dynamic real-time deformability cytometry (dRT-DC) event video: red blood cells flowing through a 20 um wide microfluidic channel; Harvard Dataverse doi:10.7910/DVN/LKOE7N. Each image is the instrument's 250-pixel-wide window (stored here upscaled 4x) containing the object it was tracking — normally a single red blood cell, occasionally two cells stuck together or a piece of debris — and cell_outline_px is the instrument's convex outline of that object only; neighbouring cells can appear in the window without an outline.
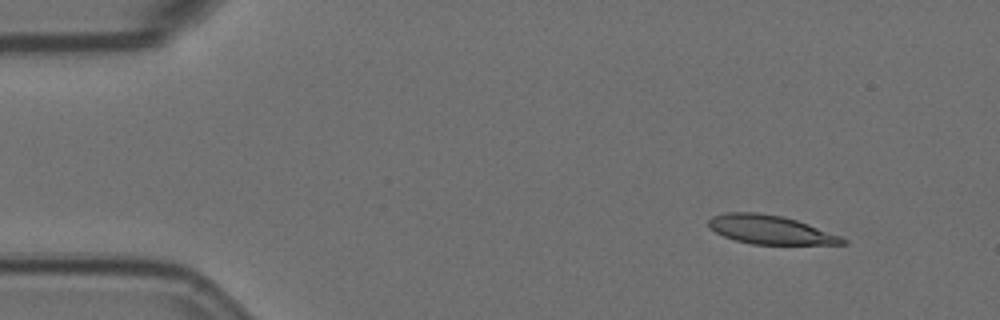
{"species": "Egyptian fruit bat (a non-hibernating species)", "species_latin": "Rousettus aegyptiacus", "temperature_condition": "room temperature", "stored_images_in_passage": 4, "camera_frame_rate_fps": 3000, "um_per_image_px": 0.085, "animal": {"sex": "female"}, "frame": {"image": 1, "passage_image": 1, "time_ms": 0.0, "image_size_px": [1000, 320], "cell_outline_px": [[848, 244], [752, 244], [736, 240], [724, 236], [708, 228], [708, 220], [712, 216], [724, 212], [756, 212], [784, 216], [808, 224], [840, 236], [848, 240]], "centroid_in_image_um": [65.44, 19.51], "position_along_channel_um": 19.6, "area_um2": 22.43}}
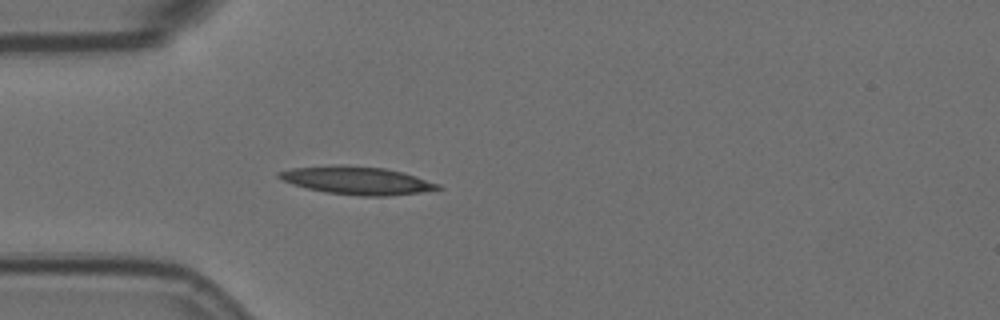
{"frame": {"image": 2, "passage_image": 4, "time_ms": 1.0, "image_size_px": [1000, 320], "cell_outline_px": [[444, 188], [420, 192], [388, 196], [360, 196], [328, 192], [308, 188], [292, 184], [276, 176], [276, 172], [292, 168], [332, 164], [344, 164], [384, 168], [404, 172], [440, 184]], "centroid_in_image_um": [30.34, 15.32], "position_along_channel_um": 54.7, "area_um2": 26.01}}